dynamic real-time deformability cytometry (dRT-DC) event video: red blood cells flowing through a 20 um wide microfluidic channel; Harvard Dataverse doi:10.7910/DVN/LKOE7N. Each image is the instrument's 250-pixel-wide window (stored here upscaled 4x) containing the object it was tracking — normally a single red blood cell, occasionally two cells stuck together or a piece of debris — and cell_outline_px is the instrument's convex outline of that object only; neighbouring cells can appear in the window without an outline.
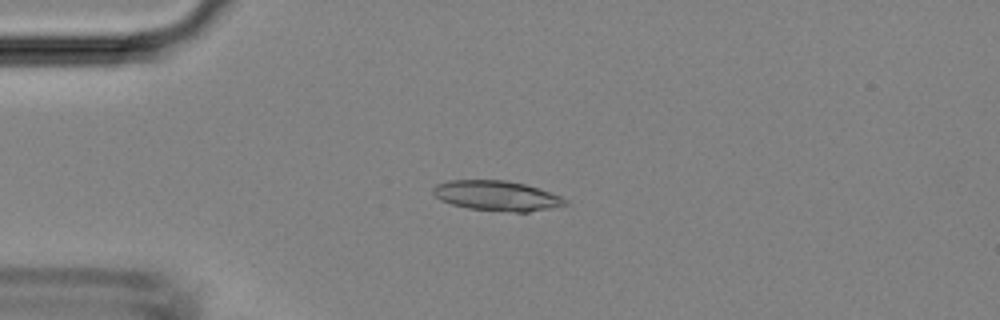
{"species": "Egyptian fruit bat (a non-hibernating species)", "species_latin": "Rousettus aegyptiacus", "temperature_condition": "room temperature", "stored_images_in_passage": 26, "camera_frame_rate_fps": 3000, "um_per_image_px": 0.085, "animal": {"sex": "female"}, "frame": {"image": 1, "passage_image": 2, "time_ms": 0.333, "image_size_px": [1000, 320], "cell_outline_px": [[568, 204], [528, 212], [516, 212], [468, 208], [452, 204], [440, 200], [432, 192], [432, 188], [436, 184], [448, 180], [508, 180], [524, 184], [560, 196], [568, 200]], "centroid_in_image_um": [42.18, 16.63], "position_along_channel_um": 42.8, "area_um2": 22.89}}
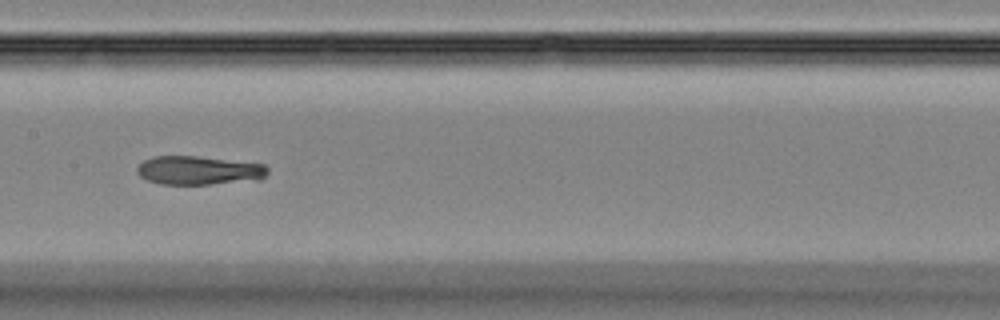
{"frame": {"image": 2, "passage_image": 14, "time_ms": 4.333, "image_size_px": [1000, 320], "cell_outline_px": [[268, 172], [260, 180], [208, 184], [160, 184], [148, 180], [140, 176], [136, 172], [136, 168], [144, 160], [152, 156], [196, 156], [264, 164], [268, 168]], "centroid_in_image_um": [16.89, 14.48], "position_along_channel_um": 190.5, "area_um2": 21.85}}
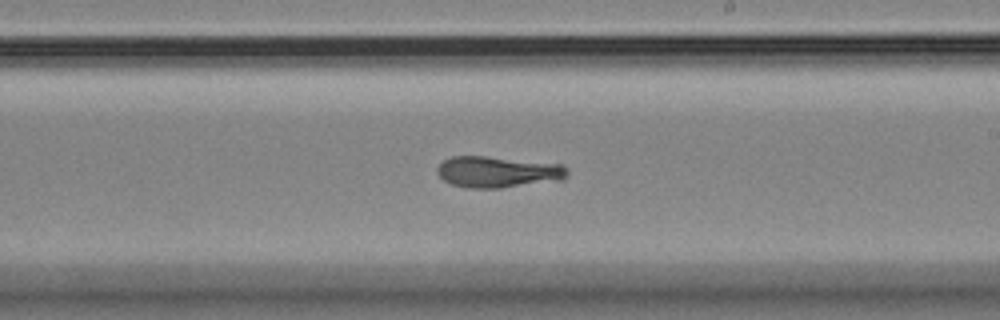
{"frame": {"image": 3, "passage_image": 18, "time_ms": 5.667, "image_size_px": [1000, 320], "cell_outline_px": [[568, 176], [564, 180], [500, 188], [468, 188], [452, 184], [444, 180], [436, 172], [436, 168], [444, 160], [452, 156], [484, 156], [564, 164], [568, 168]], "centroid_in_image_um": [42.36, 14.62], "position_along_channel_um": 246.6, "area_um2": 23.93}}